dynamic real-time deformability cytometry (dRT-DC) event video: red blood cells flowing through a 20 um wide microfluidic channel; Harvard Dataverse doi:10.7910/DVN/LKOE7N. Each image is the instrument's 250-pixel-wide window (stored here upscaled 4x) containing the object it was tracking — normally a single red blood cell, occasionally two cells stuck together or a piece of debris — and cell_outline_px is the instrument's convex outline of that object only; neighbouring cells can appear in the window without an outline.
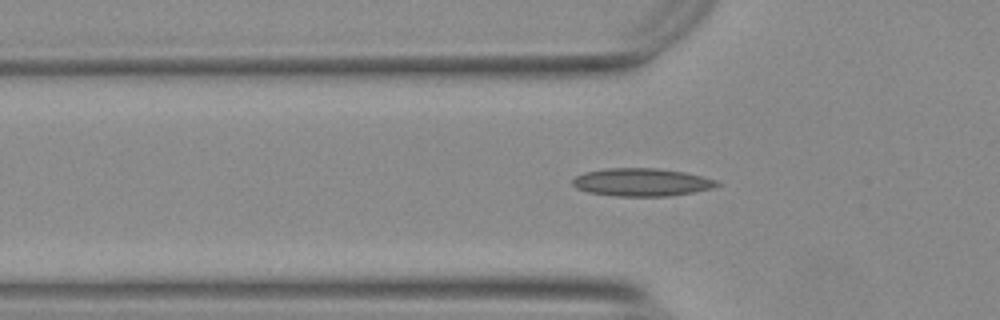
{"species": "Egyptian fruit bat (a non-hibernating species)", "species_latin": "Rousettus aegyptiacus", "temperature_condition": "warm", "stored_images_in_passage": 45, "camera_frame_rate_fps": 3000, "um_per_image_px": 0.085, "animal": {"sex": "female"}, "frame": {"image": 1, "passage_image": 8, "time_ms": 2.333, "image_size_px": [1000, 320], "cell_outline_px": [[720, 184], [712, 188], [692, 192], [668, 196], [616, 196], [588, 192], [576, 188], [572, 184], [572, 180], [576, 176], [584, 172], [608, 168], [656, 168], [684, 172], [716, 180]], "centroid_in_image_um": [54.5, 15.49], "position_along_channel_um": 71.3, "area_um2": 23.29}}
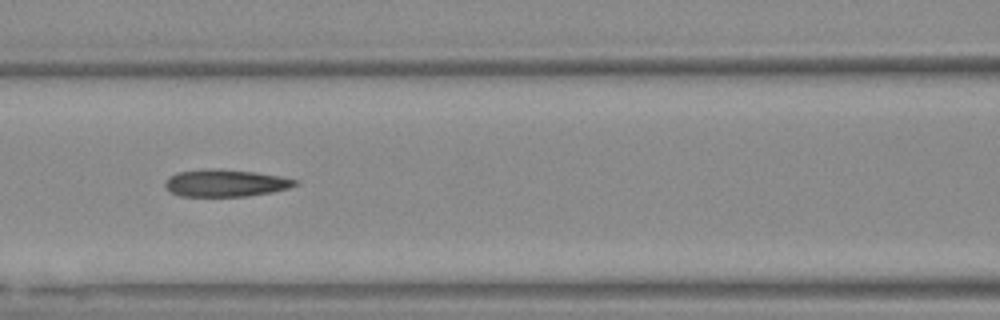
{"frame": {"image": 2, "passage_image": 14, "time_ms": 4.333, "image_size_px": [1000, 320], "cell_outline_px": [[296, 184], [288, 188], [272, 192], [248, 196], [180, 196], [172, 192], [164, 184], [168, 176], [176, 172], [204, 168], [216, 168], [256, 172], [280, 176], [296, 180]], "centroid_in_image_um": [19.13, 15.54], "position_along_channel_um": 147.5, "area_um2": 20.63}}
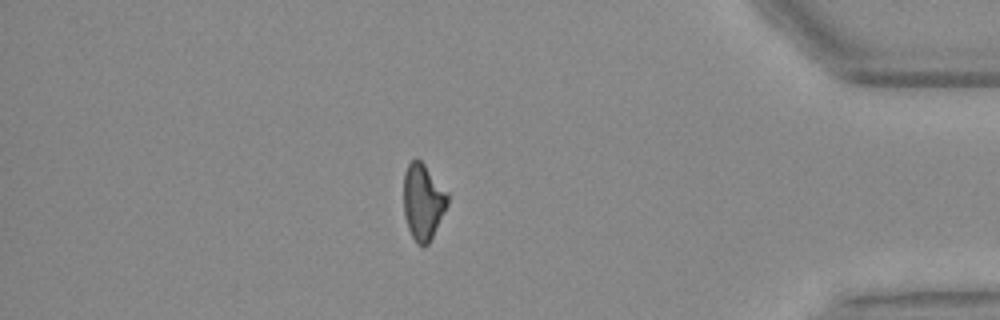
{"frame": {"image": 3, "passage_image": 37, "time_ms": 12.0, "image_size_px": [1000, 320], "cell_outline_px": [[448, 204], [428, 244], [416, 244], [408, 228], [404, 216], [404, 172], [408, 164], [416, 156], [424, 164], [448, 192]], "centroid_in_image_um": [35.94, 17.11], "position_along_channel_um": 399.3, "area_um2": 19.36}, "authors_computed_cell_mechanics": {"area_um2": 20.519, "velocity_mm_per_s": 3.7628, "shape_relaxation_time_tau1_ms": null, "shape_relaxation_time_tau2_ms": 4.7374, "deformation_change_tau1": null, "deformation_change_tau2": 0.1345}}